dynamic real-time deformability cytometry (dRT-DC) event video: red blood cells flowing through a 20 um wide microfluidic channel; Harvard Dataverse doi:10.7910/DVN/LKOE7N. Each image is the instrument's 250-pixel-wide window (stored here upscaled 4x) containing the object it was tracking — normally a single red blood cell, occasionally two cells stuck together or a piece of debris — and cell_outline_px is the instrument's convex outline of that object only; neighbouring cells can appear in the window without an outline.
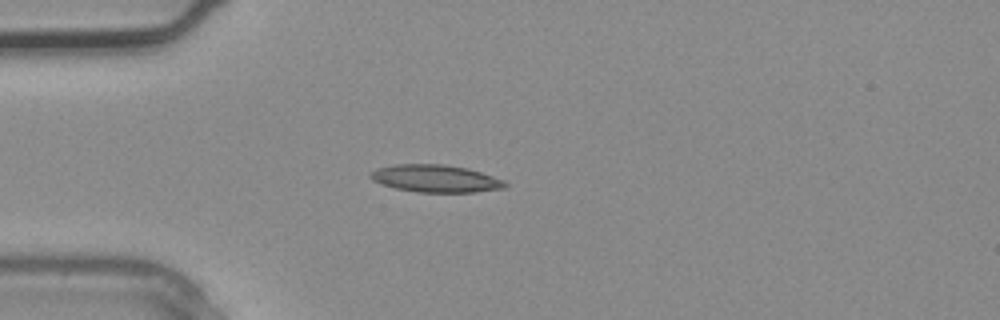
{"species": "common noctule bat (a hibernating species)", "species_latin": "Nyctalus noctula", "temperature_condition": "warm", "stored_images_in_passage": 2, "camera_frame_rate_fps": 3000, "um_per_image_px": 0.085, "animal": {"sex": "male", "body_mass_g": 20.4}, "frame": {"image": 1, "passage_image": 2, "time_ms": 0.333, "image_size_px": [1000, 320], "cell_outline_px": [[508, 184], [504, 188], [476, 192], [416, 192], [396, 188], [372, 180], [368, 176], [376, 168], [392, 164], [444, 164], [468, 168], [504, 180]], "centroid_in_image_um": [37.02, 15.17], "position_along_channel_um": 48.0, "area_um2": 21.5}}